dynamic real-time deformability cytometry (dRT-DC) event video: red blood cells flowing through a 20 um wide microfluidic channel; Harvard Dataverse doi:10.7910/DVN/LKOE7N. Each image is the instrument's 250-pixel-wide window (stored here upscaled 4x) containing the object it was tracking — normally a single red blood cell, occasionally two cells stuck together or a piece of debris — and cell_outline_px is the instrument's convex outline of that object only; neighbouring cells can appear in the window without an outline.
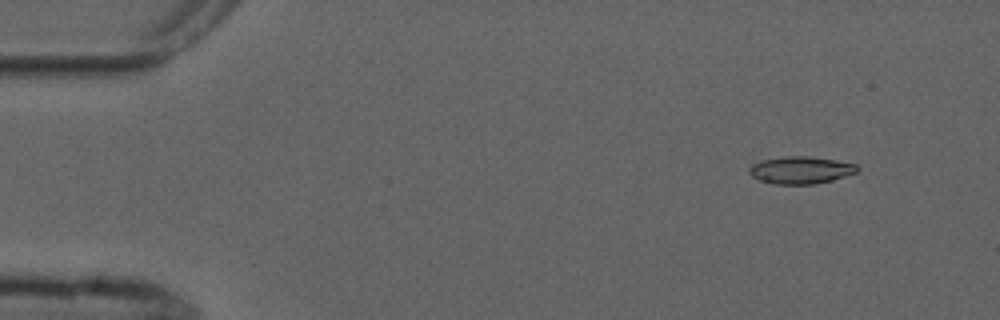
{"species": "common noctule bat (a hibernating species)", "species_latin": "Nyctalus noctula", "temperature_condition": "cold", "stored_images_in_passage": 5, "camera_frame_rate_fps": 3000, "um_per_image_px": 0.085, "animal": {"sex": "male", "forearm_length_mm": 52.5}, "frame": {"image": 1, "passage_image": 2, "time_ms": 1.333, "image_size_px": [1000, 320], "cell_outline_px": [[860, 168], [856, 172], [832, 180], [812, 184], [776, 184], [760, 180], [752, 176], [748, 172], [748, 168], [752, 164], [760, 160], [784, 156], [808, 156], [836, 160], [856, 164]], "centroid_in_image_um": [68.03, 14.44], "position_along_channel_um": 17.0, "area_um2": 17.17}}
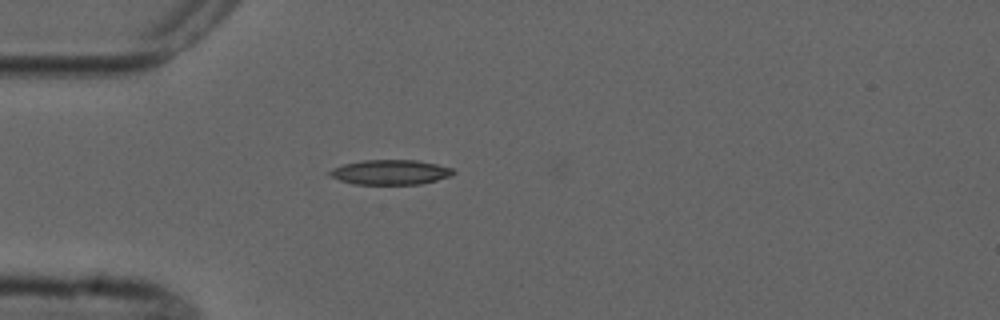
{"frame": {"image": 2, "passage_image": 5, "time_ms": 4.667, "image_size_px": [1000, 320], "cell_outline_px": [[456, 172], [452, 176], [420, 184], [352, 184], [340, 180], [332, 176], [328, 172], [332, 168], [344, 164], [364, 160], [416, 160], [436, 164], [452, 168]], "centroid_in_image_um": [33.2, 14.64], "position_along_channel_um": 51.8, "area_um2": 17.8}}